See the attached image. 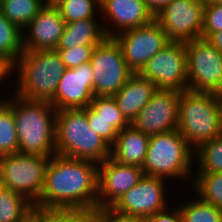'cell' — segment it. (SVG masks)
Wrapping results in <instances>:
<instances>
[{"label": "cell", "instance_id": "cell-11", "mask_svg": "<svg viewBox=\"0 0 222 222\" xmlns=\"http://www.w3.org/2000/svg\"><path fill=\"white\" fill-rule=\"evenodd\" d=\"M204 5L200 0H173L154 15L170 41L202 37Z\"/></svg>", "mask_w": 222, "mask_h": 222}, {"label": "cell", "instance_id": "cell-14", "mask_svg": "<svg viewBox=\"0 0 222 222\" xmlns=\"http://www.w3.org/2000/svg\"><path fill=\"white\" fill-rule=\"evenodd\" d=\"M166 181L161 177L144 175L112 208L124 214L142 217L168 209Z\"/></svg>", "mask_w": 222, "mask_h": 222}, {"label": "cell", "instance_id": "cell-8", "mask_svg": "<svg viewBox=\"0 0 222 222\" xmlns=\"http://www.w3.org/2000/svg\"><path fill=\"white\" fill-rule=\"evenodd\" d=\"M90 64L94 73V96H113L133 72L125 62L121 46L114 37H106L93 49Z\"/></svg>", "mask_w": 222, "mask_h": 222}, {"label": "cell", "instance_id": "cell-16", "mask_svg": "<svg viewBox=\"0 0 222 222\" xmlns=\"http://www.w3.org/2000/svg\"><path fill=\"white\" fill-rule=\"evenodd\" d=\"M93 78L90 62L72 69L66 68L50 103L57 111L90 106L94 98Z\"/></svg>", "mask_w": 222, "mask_h": 222}, {"label": "cell", "instance_id": "cell-18", "mask_svg": "<svg viewBox=\"0 0 222 222\" xmlns=\"http://www.w3.org/2000/svg\"><path fill=\"white\" fill-rule=\"evenodd\" d=\"M100 13L107 21L113 22L112 28L103 24L107 37H115L123 31L144 26L154 19L143 0H100Z\"/></svg>", "mask_w": 222, "mask_h": 222}, {"label": "cell", "instance_id": "cell-12", "mask_svg": "<svg viewBox=\"0 0 222 222\" xmlns=\"http://www.w3.org/2000/svg\"><path fill=\"white\" fill-rule=\"evenodd\" d=\"M114 38L121 46L125 62L133 73H139L147 61L170 42L154 19L144 26L123 31Z\"/></svg>", "mask_w": 222, "mask_h": 222}, {"label": "cell", "instance_id": "cell-15", "mask_svg": "<svg viewBox=\"0 0 222 222\" xmlns=\"http://www.w3.org/2000/svg\"><path fill=\"white\" fill-rule=\"evenodd\" d=\"M144 176L143 169L107 158L98 164V207H112Z\"/></svg>", "mask_w": 222, "mask_h": 222}, {"label": "cell", "instance_id": "cell-33", "mask_svg": "<svg viewBox=\"0 0 222 222\" xmlns=\"http://www.w3.org/2000/svg\"><path fill=\"white\" fill-rule=\"evenodd\" d=\"M57 222H98L96 209L50 210Z\"/></svg>", "mask_w": 222, "mask_h": 222}, {"label": "cell", "instance_id": "cell-19", "mask_svg": "<svg viewBox=\"0 0 222 222\" xmlns=\"http://www.w3.org/2000/svg\"><path fill=\"white\" fill-rule=\"evenodd\" d=\"M156 90L157 87L149 79L142 77L139 73H133L113 97L120 112L131 124Z\"/></svg>", "mask_w": 222, "mask_h": 222}, {"label": "cell", "instance_id": "cell-40", "mask_svg": "<svg viewBox=\"0 0 222 222\" xmlns=\"http://www.w3.org/2000/svg\"><path fill=\"white\" fill-rule=\"evenodd\" d=\"M22 222H43V211L34 209Z\"/></svg>", "mask_w": 222, "mask_h": 222}, {"label": "cell", "instance_id": "cell-43", "mask_svg": "<svg viewBox=\"0 0 222 222\" xmlns=\"http://www.w3.org/2000/svg\"><path fill=\"white\" fill-rule=\"evenodd\" d=\"M218 104L220 109V122H221V132H222V92L217 93Z\"/></svg>", "mask_w": 222, "mask_h": 222}, {"label": "cell", "instance_id": "cell-31", "mask_svg": "<svg viewBox=\"0 0 222 222\" xmlns=\"http://www.w3.org/2000/svg\"><path fill=\"white\" fill-rule=\"evenodd\" d=\"M95 46H76L69 49L57 50L65 67L72 69L90 62Z\"/></svg>", "mask_w": 222, "mask_h": 222}, {"label": "cell", "instance_id": "cell-23", "mask_svg": "<svg viewBox=\"0 0 222 222\" xmlns=\"http://www.w3.org/2000/svg\"><path fill=\"white\" fill-rule=\"evenodd\" d=\"M44 6V0H2L0 11L10 22L24 30Z\"/></svg>", "mask_w": 222, "mask_h": 222}, {"label": "cell", "instance_id": "cell-34", "mask_svg": "<svg viewBox=\"0 0 222 222\" xmlns=\"http://www.w3.org/2000/svg\"><path fill=\"white\" fill-rule=\"evenodd\" d=\"M87 119L90 127L93 128L110 146L116 141L119 132L110 125L109 121L100 118L90 106L87 107Z\"/></svg>", "mask_w": 222, "mask_h": 222}, {"label": "cell", "instance_id": "cell-44", "mask_svg": "<svg viewBox=\"0 0 222 222\" xmlns=\"http://www.w3.org/2000/svg\"><path fill=\"white\" fill-rule=\"evenodd\" d=\"M204 6H208L211 4H222V0H200Z\"/></svg>", "mask_w": 222, "mask_h": 222}, {"label": "cell", "instance_id": "cell-25", "mask_svg": "<svg viewBox=\"0 0 222 222\" xmlns=\"http://www.w3.org/2000/svg\"><path fill=\"white\" fill-rule=\"evenodd\" d=\"M192 179L194 195L222 209V173H196Z\"/></svg>", "mask_w": 222, "mask_h": 222}, {"label": "cell", "instance_id": "cell-36", "mask_svg": "<svg viewBox=\"0 0 222 222\" xmlns=\"http://www.w3.org/2000/svg\"><path fill=\"white\" fill-rule=\"evenodd\" d=\"M170 209L171 208H168L151 216L145 217V222H183L178 207L175 208V206H173V209Z\"/></svg>", "mask_w": 222, "mask_h": 222}, {"label": "cell", "instance_id": "cell-7", "mask_svg": "<svg viewBox=\"0 0 222 222\" xmlns=\"http://www.w3.org/2000/svg\"><path fill=\"white\" fill-rule=\"evenodd\" d=\"M50 157L14 153L1 156L0 184L24 196L35 205L44 186L45 170Z\"/></svg>", "mask_w": 222, "mask_h": 222}, {"label": "cell", "instance_id": "cell-21", "mask_svg": "<svg viewBox=\"0 0 222 222\" xmlns=\"http://www.w3.org/2000/svg\"><path fill=\"white\" fill-rule=\"evenodd\" d=\"M103 23L96 19H85L66 23L56 50L69 49L76 46H97L105 38Z\"/></svg>", "mask_w": 222, "mask_h": 222}, {"label": "cell", "instance_id": "cell-13", "mask_svg": "<svg viewBox=\"0 0 222 222\" xmlns=\"http://www.w3.org/2000/svg\"><path fill=\"white\" fill-rule=\"evenodd\" d=\"M180 92L157 89L131 125L151 137L177 129Z\"/></svg>", "mask_w": 222, "mask_h": 222}, {"label": "cell", "instance_id": "cell-2", "mask_svg": "<svg viewBox=\"0 0 222 222\" xmlns=\"http://www.w3.org/2000/svg\"><path fill=\"white\" fill-rule=\"evenodd\" d=\"M1 97L12 109L19 153L45 157L55 155V119L57 110L50 102L13 97Z\"/></svg>", "mask_w": 222, "mask_h": 222}, {"label": "cell", "instance_id": "cell-28", "mask_svg": "<svg viewBox=\"0 0 222 222\" xmlns=\"http://www.w3.org/2000/svg\"><path fill=\"white\" fill-rule=\"evenodd\" d=\"M19 153L16 125L12 109L0 98V155Z\"/></svg>", "mask_w": 222, "mask_h": 222}, {"label": "cell", "instance_id": "cell-17", "mask_svg": "<svg viewBox=\"0 0 222 222\" xmlns=\"http://www.w3.org/2000/svg\"><path fill=\"white\" fill-rule=\"evenodd\" d=\"M65 28L58 8L44 6L22 31L23 50L56 49Z\"/></svg>", "mask_w": 222, "mask_h": 222}, {"label": "cell", "instance_id": "cell-41", "mask_svg": "<svg viewBox=\"0 0 222 222\" xmlns=\"http://www.w3.org/2000/svg\"><path fill=\"white\" fill-rule=\"evenodd\" d=\"M65 0H44V5L48 7H57Z\"/></svg>", "mask_w": 222, "mask_h": 222}, {"label": "cell", "instance_id": "cell-38", "mask_svg": "<svg viewBox=\"0 0 222 222\" xmlns=\"http://www.w3.org/2000/svg\"><path fill=\"white\" fill-rule=\"evenodd\" d=\"M146 7L153 15L157 13L162 7L171 3L173 0H143Z\"/></svg>", "mask_w": 222, "mask_h": 222}, {"label": "cell", "instance_id": "cell-6", "mask_svg": "<svg viewBox=\"0 0 222 222\" xmlns=\"http://www.w3.org/2000/svg\"><path fill=\"white\" fill-rule=\"evenodd\" d=\"M195 151L181 136L178 129L149 138L144 164V175L164 179L192 180ZM192 168V169H191ZM193 173V174H192ZM192 174V175H191ZM191 177V178H190Z\"/></svg>", "mask_w": 222, "mask_h": 222}, {"label": "cell", "instance_id": "cell-10", "mask_svg": "<svg viewBox=\"0 0 222 222\" xmlns=\"http://www.w3.org/2000/svg\"><path fill=\"white\" fill-rule=\"evenodd\" d=\"M139 74L149 79L157 89L188 90L185 42L170 41L147 61Z\"/></svg>", "mask_w": 222, "mask_h": 222}, {"label": "cell", "instance_id": "cell-4", "mask_svg": "<svg viewBox=\"0 0 222 222\" xmlns=\"http://www.w3.org/2000/svg\"><path fill=\"white\" fill-rule=\"evenodd\" d=\"M65 70L56 49L24 51L14 64L17 89L13 94L27 100L51 102Z\"/></svg>", "mask_w": 222, "mask_h": 222}, {"label": "cell", "instance_id": "cell-29", "mask_svg": "<svg viewBox=\"0 0 222 222\" xmlns=\"http://www.w3.org/2000/svg\"><path fill=\"white\" fill-rule=\"evenodd\" d=\"M57 8L66 23L99 19L96 17L100 9V0H65Z\"/></svg>", "mask_w": 222, "mask_h": 222}, {"label": "cell", "instance_id": "cell-35", "mask_svg": "<svg viewBox=\"0 0 222 222\" xmlns=\"http://www.w3.org/2000/svg\"><path fill=\"white\" fill-rule=\"evenodd\" d=\"M98 222H145V217L121 213L112 207L96 208Z\"/></svg>", "mask_w": 222, "mask_h": 222}, {"label": "cell", "instance_id": "cell-22", "mask_svg": "<svg viewBox=\"0 0 222 222\" xmlns=\"http://www.w3.org/2000/svg\"><path fill=\"white\" fill-rule=\"evenodd\" d=\"M32 210L29 200L0 184V222H22Z\"/></svg>", "mask_w": 222, "mask_h": 222}, {"label": "cell", "instance_id": "cell-27", "mask_svg": "<svg viewBox=\"0 0 222 222\" xmlns=\"http://www.w3.org/2000/svg\"><path fill=\"white\" fill-rule=\"evenodd\" d=\"M181 204L177 207L183 222H222V209L202 201L198 196Z\"/></svg>", "mask_w": 222, "mask_h": 222}, {"label": "cell", "instance_id": "cell-32", "mask_svg": "<svg viewBox=\"0 0 222 222\" xmlns=\"http://www.w3.org/2000/svg\"><path fill=\"white\" fill-rule=\"evenodd\" d=\"M219 31H222V4L204 6L202 38Z\"/></svg>", "mask_w": 222, "mask_h": 222}, {"label": "cell", "instance_id": "cell-5", "mask_svg": "<svg viewBox=\"0 0 222 222\" xmlns=\"http://www.w3.org/2000/svg\"><path fill=\"white\" fill-rule=\"evenodd\" d=\"M178 115L177 129L194 151L222 135L216 93L180 92Z\"/></svg>", "mask_w": 222, "mask_h": 222}, {"label": "cell", "instance_id": "cell-20", "mask_svg": "<svg viewBox=\"0 0 222 222\" xmlns=\"http://www.w3.org/2000/svg\"><path fill=\"white\" fill-rule=\"evenodd\" d=\"M149 138L130 124L119 131L116 141L111 145L110 158L124 165H135L142 168Z\"/></svg>", "mask_w": 222, "mask_h": 222}, {"label": "cell", "instance_id": "cell-30", "mask_svg": "<svg viewBox=\"0 0 222 222\" xmlns=\"http://www.w3.org/2000/svg\"><path fill=\"white\" fill-rule=\"evenodd\" d=\"M90 107L100 118L109 121L118 132L130 125L120 112L113 96H94Z\"/></svg>", "mask_w": 222, "mask_h": 222}, {"label": "cell", "instance_id": "cell-3", "mask_svg": "<svg viewBox=\"0 0 222 222\" xmlns=\"http://www.w3.org/2000/svg\"><path fill=\"white\" fill-rule=\"evenodd\" d=\"M111 146L90 127L87 107L61 109L55 119V154L100 164L110 157Z\"/></svg>", "mask_w": 222, "mask_h": 222}, {"label": "cell", "instance_id": "cell-39", "mask_svg": "<svg viewBox=\"0 0 222 222\" xmlns=\"http://www.w3.org/2000/svg\"><path fill=\"white\" fill-rule=\"evenodd\" d=\"M207 40L222 53V31L212 33Z\"/></svg>", "mask_w": 222, "mask_h": 222}, {"label": "cell", "instance_id": "cell-26", "mask_svg": "<svg viewBox=\"0 0 222 222\" xmlns=\"http://www.w3.org/2000/svg\"><path fill=\"white\" fill-rule=\"evenodd\" d=\"M196 173H222V135L195 150Z\"/></svg>", "mask_w": 222, "mask_h": 222}, {"label": "cell", "instance_id": "cell-37", "mask_svg": "<svg viewBox=\"0 0 222 222\" xmlns=\"http://www.w3.org/2000/svg\"><path fill=\"white\" fill-rule=\"evenodd\" d=\"M13 72H14V64L4 55L0 54V88L1 89H2L1 84L4 82L6 78L8 80V76L12 78L11 74H14ZM0 98H1V95H0Z\"/></svg>", "mask_w": 222, "mask_h": 222}, {"label": "cell", "instance_id": "cell-1", "mask_svg": "<svg viewBox=\"0 0 222 222\" xmlns=\"http://www.w3.org/2000/svg\"><path fill=\"white\" fill-rule=\"evenodd\" d=\"M98 207V164L89 160L53 155L44 186L34 209L42 211L96 209Z\"/></svg>", "mask_w": 222, "mask_h": 222}, {"label": "cell", "instance_id": "cell-42", "mask_svg": "<svg viewBox=\"0 0 222 222\" xmlns=\"http://www.w3.org/2000/svg\"><path fill=\"white\" fill-rule=\"evenodd\" d=\"M43 222H57V221L49 214V211H43Z\"/></svg>", "mask_w": 222, "mask_h": 222}, {"label": "cell", "instance_id": "cell-24", "mask_svg": "<svg viewBox=\"0 0 222 222\" xmlns=\"http://www.w3.org/2000/svg\"><path fill=\"white\" fill-rule=\"evenodd\" d=\"M22 31L0 11V54L8 58L13 64L24 52Z\"/></svg>", "mask_w": 222, "mask_h": 222}, {"label": "cell", "instance_id": "cell-9", "mask_svg": "<svg viewBox=\"0 0 222 222\" xmlns=\"http://www.w3.org/2000/svg\"><path fill=\"white\" fill-rule=\"evenodd\" d=\"M188 90L222 92V53L207 39L185 42Z\"/></svg>", "mask_w": 222, "mask_h": 222}]
</instances>
